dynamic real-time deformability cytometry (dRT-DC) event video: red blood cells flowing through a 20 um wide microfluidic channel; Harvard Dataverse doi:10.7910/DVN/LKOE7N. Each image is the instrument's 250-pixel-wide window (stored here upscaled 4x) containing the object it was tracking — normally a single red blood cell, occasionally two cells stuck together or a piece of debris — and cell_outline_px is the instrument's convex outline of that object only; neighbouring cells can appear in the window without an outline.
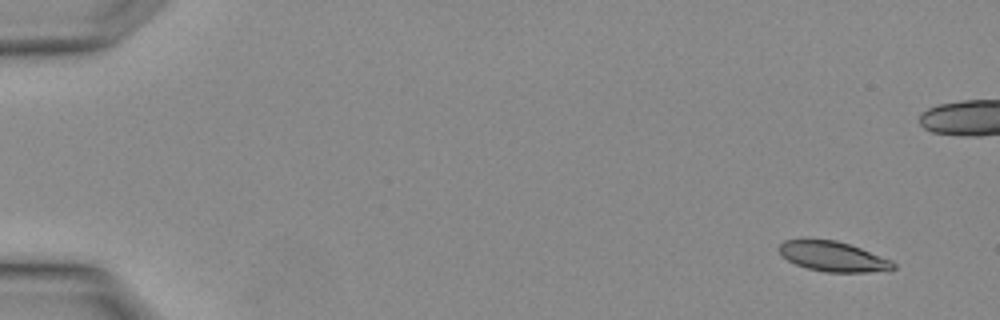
{"species": "Egyptian fruit bat (a non-hibernating species)", "species_latin": "Rousettus aegyptiacus", "temperature_condition": "warm", "stored_images_in_passage": 4, "camera_frame_rate_fps": 3000, "um_per_image_px": 0.085, "animal": {"sex": "female"}, "frame": {"image": 1, "passage_image": 1, "time_ms": 0.0, "image_size_px": [1000, 320], "cell_outline_px": [[896, 268], [868, 272], [824, 272], [808, 268], [796, 264], [780, 256], [776, 248], [784, 240], [836, 240], [860, 248], [892, 260], [896, 264]], "centroid_in_image_um": [70.77, 21.8], "position_along_channel_um": 14.2, "area_um2": 19.83}}
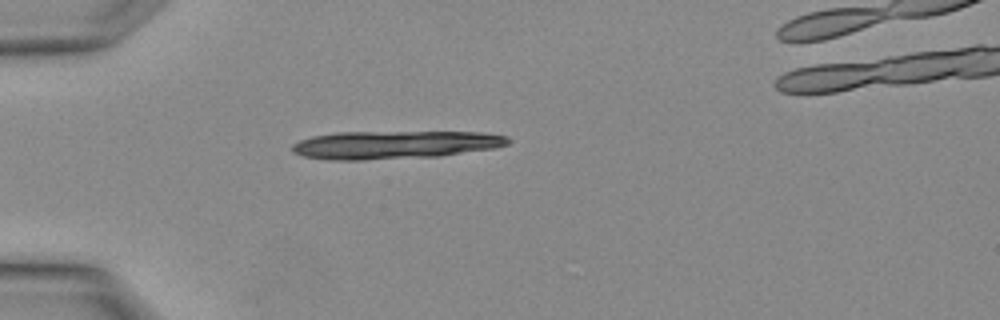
{"frame": {"image": 2, "passage_image": 4, "time_ms": 1.0, "image_size_px": [1000, 320], "cell_outline_px": [[512, 140], [508, 144], [496, 148], [440, 156], [364, 160], [332, 160], [304, 156], [292, 152], [292, 144], [300, 140], [312, 136], [340, 132], [480, 132], [508, 136]], "centroid_in_image_um": [33.59, 12.3], "position_along_channel_um": 51.4, "area_um2": 35.43}}